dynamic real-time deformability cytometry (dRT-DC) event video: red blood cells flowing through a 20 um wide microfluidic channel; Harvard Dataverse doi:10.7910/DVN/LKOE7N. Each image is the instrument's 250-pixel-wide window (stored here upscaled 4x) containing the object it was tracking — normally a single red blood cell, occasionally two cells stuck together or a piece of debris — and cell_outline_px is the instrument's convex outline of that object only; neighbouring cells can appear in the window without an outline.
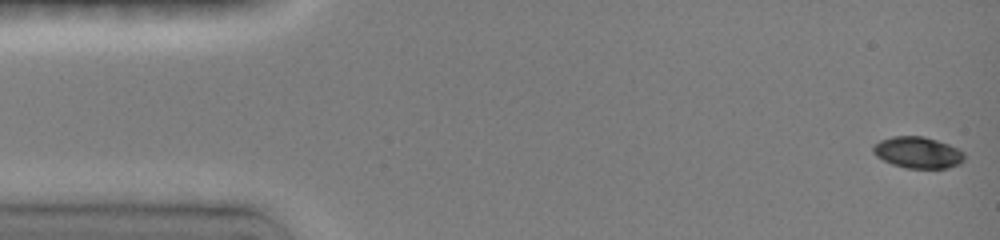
{"species": "common noctule bat (a hibernating species)", "species_latin": "Nyctalus noctula", "temperature_condition": "room temperature", "stored_images_in_passage": 6, "camera_frame_rate_fps": 3000, "um_per_image_px": 0.085, "animal": {"sex": "female", "body_mass_g": 19.0, "forearm_length_mm": 51.5}, "frame": {"image": 1, "passage_image": 1, "time_ms": 0.0, "image_size_px": [1000, 240], "cell_outline_px": [[964, 160], [960, 164], [948, 168], [904, 168], [892, 164], [876, 156], [872, 152], [872, 148], [880, 140], [892, 136], [924, 136], [948, 144], [964, 152]], "centroid_in_image_um": [78.01, 12.97], "position_along_channel_um": 7.0, "area_um2": 16.7}}